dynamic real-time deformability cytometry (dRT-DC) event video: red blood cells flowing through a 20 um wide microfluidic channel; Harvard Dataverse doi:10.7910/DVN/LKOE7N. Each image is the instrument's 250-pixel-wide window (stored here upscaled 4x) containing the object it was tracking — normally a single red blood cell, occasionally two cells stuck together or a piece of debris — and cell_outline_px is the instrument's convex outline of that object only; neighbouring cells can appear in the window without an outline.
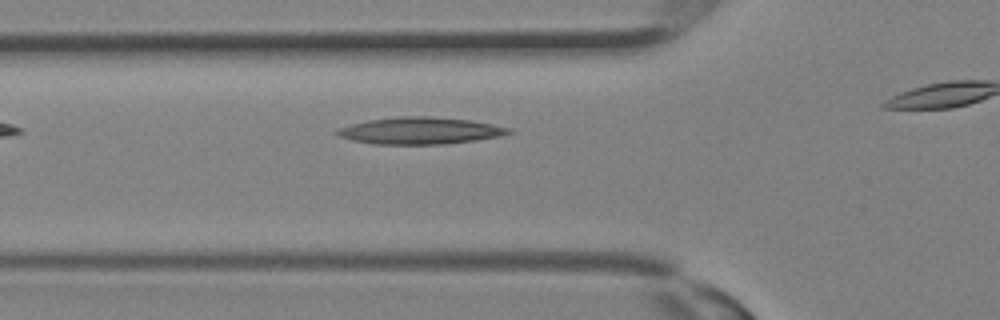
{"species": "Egyptian fruit bat (a non-hibernating species)", "species_latin": "Rousettus aegyptiacus", "temperature_condition": "room temperature", "stored_images_in_passage": 8, "camera_frame_rate_fps": 3000, "um_per_image_px": 0.085, "animal": {"sex": "female"}, "frame": {"image": 1, "passage_image": 3, "time_ms": 0.667, "image_size_px": [1000, 320], "cell_outline_px": [[512, 132], [500, 136], [476, 140], [444, 144], [372, 144], [352, 140], [340, 136], [336, 132], [336, 128], [368, 120], [400, 116], [432, 116], [468, 120], [492, 124], [512, 128]], "centroid_in_image_um": [35.71, 11.11], "position_along_channel_um": 90.1, "area_um2": 26.82}}
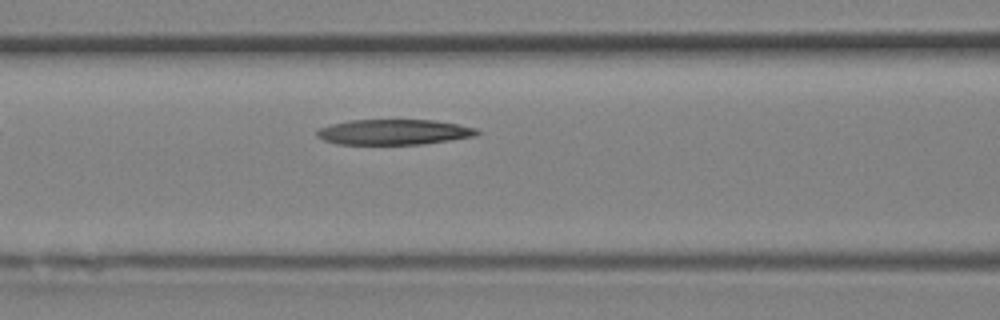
{"frame": {"image": 2, "passage_image": 5, "time_ms": 1.333, "image_size_px": [1000, 320], "cell_outline_px": [[480, 132], [476, 136], [452, 140], [424, 144], [336, 144], [324, 140], [316, 136], [316, 132], [320, 128], [332, 124], [348, 120], [432, 120], [456, 124], [476, 128]], "centroid_in_image_um": [33.48, 11.23], "position_along_channel_um": 133.1, "area_um2": 23.64}}
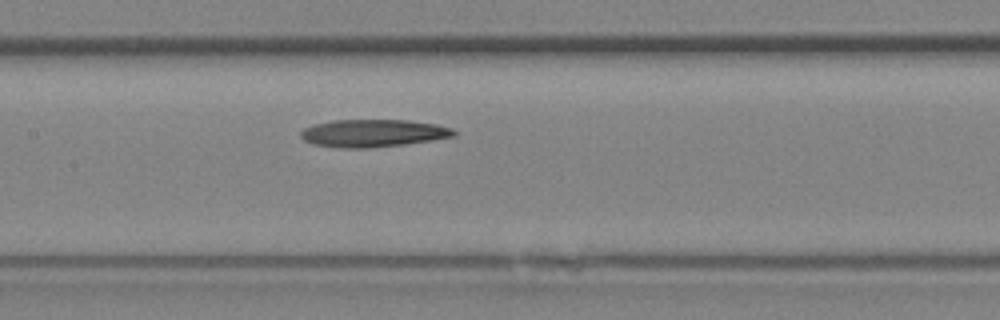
{"frame": {"image": 3, "passage_image": 7, "time_ms": 2.0, "image_size_px": [1000, 320], "cell_outline_px": [[456, 136], [432, 140], [404, 144], [368, 148], [340, 148], [312, 144], [304, 140], [300, 136], [300, 132], [304, 128], [316, 124], [332, 120], [408, 120], [436, 124], [452, 128], [456, 132]], "centroid_in_image_um": [31.71, 11.32], "position_along_channel_um": 175.7, "area_um2": 24.62}}